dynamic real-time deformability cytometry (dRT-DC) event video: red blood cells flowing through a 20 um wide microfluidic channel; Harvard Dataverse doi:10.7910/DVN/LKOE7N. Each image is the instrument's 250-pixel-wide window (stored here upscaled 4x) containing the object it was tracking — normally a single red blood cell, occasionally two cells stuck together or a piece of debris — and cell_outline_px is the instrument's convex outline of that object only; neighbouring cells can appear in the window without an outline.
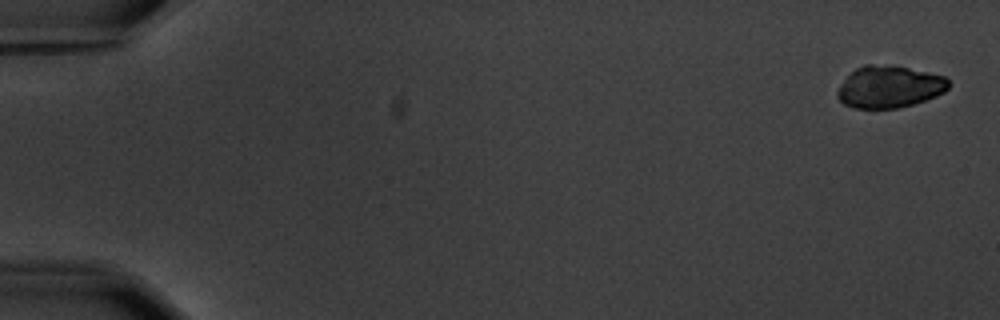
{"species": "common noctule bat (a hibernating species)", "species_latin": "Nyctalus noctula", "temperature_condition": "warm", "stored_images_in_passage": 5, "camera_frame_rate_fps": 3000, "um_per_image_px": 0.085, "animal": {"sex": "male", "body_mass_g": 20.1, "forearm_length_mm": 53.5}, "frame": {"image": 1, "passage_image": 1, "time_ms": 0.0, "image_size_px": [1000, 320], "cell_outline_px": [[948, 88], [944, 92], [936, 96], [900, 108], [856, 108], [844, 104], [836, 96], [836, 92], [840, 84], [856, 68], [864, 64], [872, 64], [908, 68], [928, 72], [944, 76], [948, 80]], "centroid_in_image_um": [75.57, 7.39], "position_along_channel_um": 9.4, "area_um2": 26.93}}
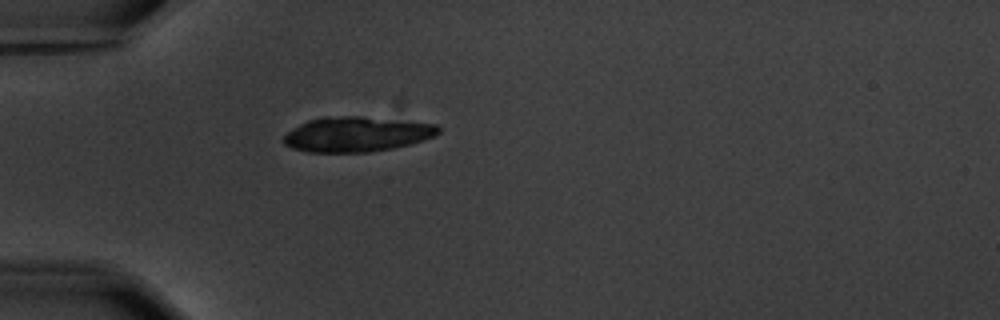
{"frame": {"image": 2, "passage_image": 5, "time_ms": 5.333, "image_size_px": [1000, 320], "cell_outline_px": [[440, 132], [436, 136], [424, 140], [392, 148], [368, 152], [308, 152], [292, 148], [284, 144], [284, 136], [288, 132], [300, 124], [308, 120], [324, 116], [360, 116], [436, 124], [440, 128]], "centroid_in_image_um": [30.32, 11.4], "position_along_channel_um": 54.7, "area_um2": 31.44}}